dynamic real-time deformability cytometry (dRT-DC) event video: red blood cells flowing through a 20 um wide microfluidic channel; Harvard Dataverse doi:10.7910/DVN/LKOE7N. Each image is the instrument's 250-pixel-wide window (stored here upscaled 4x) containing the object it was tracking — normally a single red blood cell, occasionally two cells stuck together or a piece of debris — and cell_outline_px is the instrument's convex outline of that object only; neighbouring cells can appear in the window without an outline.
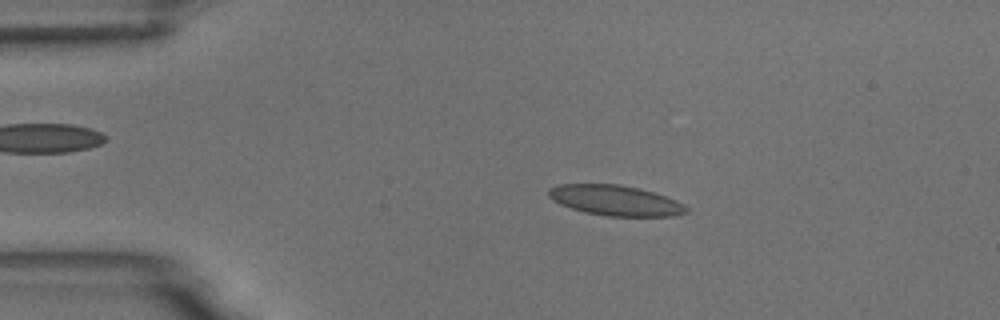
{"species": "common noctule bat (a hibernating species)", "species_latin": "Nyctalus noctula", "temperature_condition": "room temperature", "stored_images_in_passage": 8, "camera_frame_rate_fps": 3000, "um_per_image_px": 0.085, "animal": {"sex": "male", "body_mass_g": 18.8}, "frame": {"image": 1, "passage_image": 2, "time_ms": 1.333, "image_size_px": [1000, 320], "cell_outline_px": [[688, 212], [672, 216], [608, 216], [584, 212], [560, 204], [552, 200], [548, 196], [548, 192], [552, 188], [560, 184], [620, 184], [640, 188], [676, 200], [684, 204], [688, 208]], "centroid_in_image_um": [52.32, 17.04], "position_along_channel_um": 32.7, "area_um2": 24.22}}
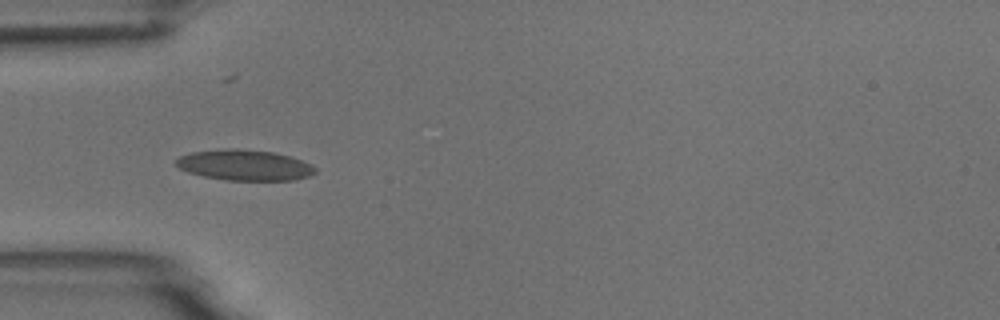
{"frame": {"image": 2, "passage_image": 3, "time_ms": 3.333, "image_size_px": [1000, 320], "cell_outline_px": [[316, 172], [312, 176], [296, 180], [224, 180], [204, 176], [188, 172], [180, 168], [176, 164], [176, 160], [180, 156], [192, 152], [232, 148], [236, 148], [272, 152], [288, 156], [300, 160], [316, 168]], "centroid_in_image_um": [20.8, 14.04], "position_along_channel_um": 64.2, "area_um2": 24.68}}